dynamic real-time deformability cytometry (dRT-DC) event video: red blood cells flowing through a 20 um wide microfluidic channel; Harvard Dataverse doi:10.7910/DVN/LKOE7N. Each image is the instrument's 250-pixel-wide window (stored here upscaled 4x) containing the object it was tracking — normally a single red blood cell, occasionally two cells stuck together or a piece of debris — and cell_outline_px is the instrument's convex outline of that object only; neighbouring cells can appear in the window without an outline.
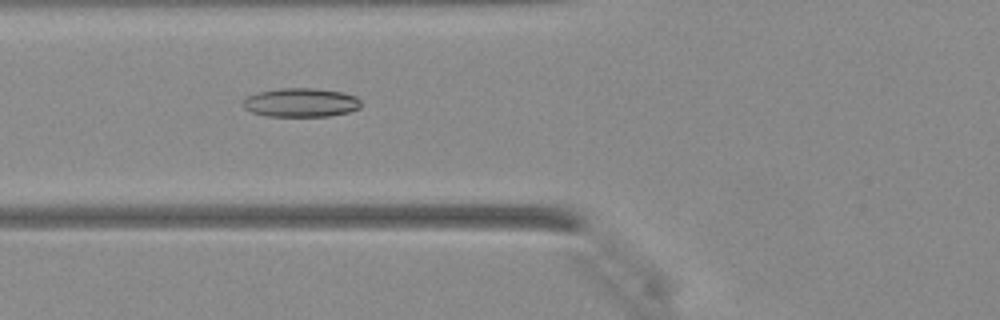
{"species": "Egyptian fruit bat (a non-hibernating species)", "species_latin": "Rousettus aegyptiacus", "temperature_condition": "warm", "stored_images_in_passage": 31, "camera_frame_rate_fps": 3000, "um_per_image_px": 0.085, "animal": {"sex": "female"}, "frame": {"image": 1, "passage_image": 4, "time_ms": 1.0, "image_size_px": [1000, 320], "cell_outline_px": [[360, 108], [348, 112], [328, 116], [268, 116], [252, 112], [244, 108], [240, 104], [248, 96], [260, 92], [280, 88], [316, 88], [340, 92], [356, 96], [360, 100]], "centroid_in_image_um": [25.57, 8.72], "position_along_channel_um": 100.2, "area_um2": 19.77}}
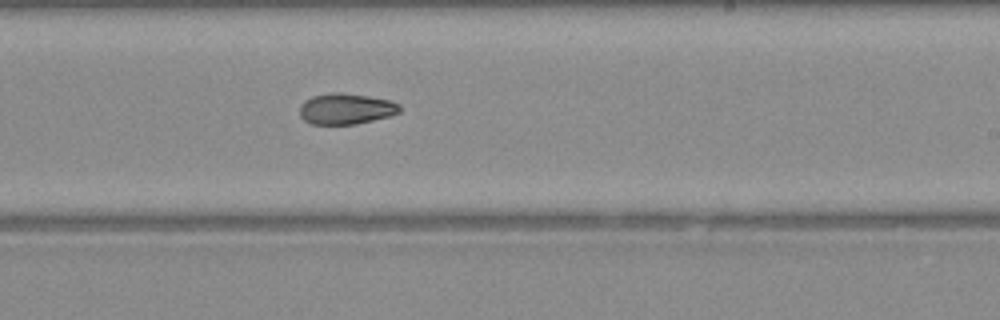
{"frame": {"image": 2, "passage_image": 14, "time_ms": 4.333, "image_size_px": [1000, 320], "cell_outline_px": [[400, 112], [388, 116], [356, 124], [312, 124], [304, 120], [300, 116], [300, 104], [304, 100], [312, 96], [332, 92], [336, 92], [368, 96], [388, 100], [400, 104]], "centroid_in_image_um": [29.37, 9.24], "position_along_channel_um": 259.6, "area_um2": 17.92}}
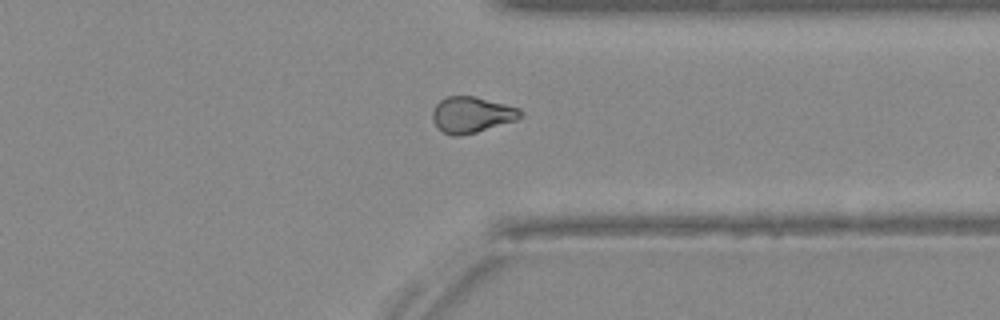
{"frame": {"image": 3, "passage_image": 21, "time_ms": 6.667, "image_size_px": [1000, 320], "cell_outline_px": [[524, 116], [516, 120], [476, 132], [460, 136], [452, 136], [436, 128], [432, 120], [432, 112], [436, 104], [444, 96], [472, 96], [520, 108], [524, 112]], "centroid_in_image_um": [40.08, 9.76], "position_along_channel_um": 371.3, "area_um2": 18.55}}